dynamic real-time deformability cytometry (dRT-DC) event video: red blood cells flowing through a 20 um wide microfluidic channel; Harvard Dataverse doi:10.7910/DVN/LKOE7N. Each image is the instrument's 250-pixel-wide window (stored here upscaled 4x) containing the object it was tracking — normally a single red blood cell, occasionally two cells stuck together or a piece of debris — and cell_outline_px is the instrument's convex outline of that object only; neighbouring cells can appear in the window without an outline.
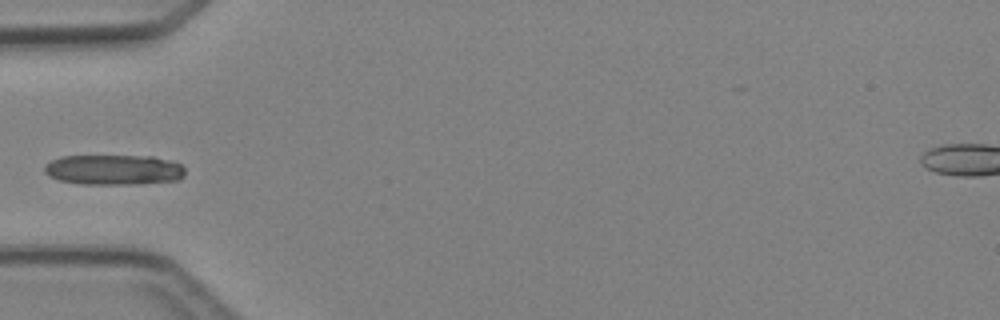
{"species": "Egyptian fruit bat (a non-hibernating species)", "species_latin": "Rousettus aegyptiacus", "temperature_condition": "cold", "stored_images_in_passage": 5, "camera_frame_rate_fps": 3000, "um_per_image_px": 0.085, "animal": {"sex": "female"}, "frame": {"image": 1, "passage_image": 5, "time_ms": 4.667, "image_size_px": [1000, 320], "cell_outline_px": [[184, 176], [180, 180], [140, 184], [80, 184], [60, 180], [48, 176], [44, 172], [44, 164], [60, 156], [152, 156], [168, 160], [180, 164], [184, 168]], "centroid_in_image_um": [9.66, 14.43], "position_along_channel_um": 75.3, "area_um2": 24.97}}